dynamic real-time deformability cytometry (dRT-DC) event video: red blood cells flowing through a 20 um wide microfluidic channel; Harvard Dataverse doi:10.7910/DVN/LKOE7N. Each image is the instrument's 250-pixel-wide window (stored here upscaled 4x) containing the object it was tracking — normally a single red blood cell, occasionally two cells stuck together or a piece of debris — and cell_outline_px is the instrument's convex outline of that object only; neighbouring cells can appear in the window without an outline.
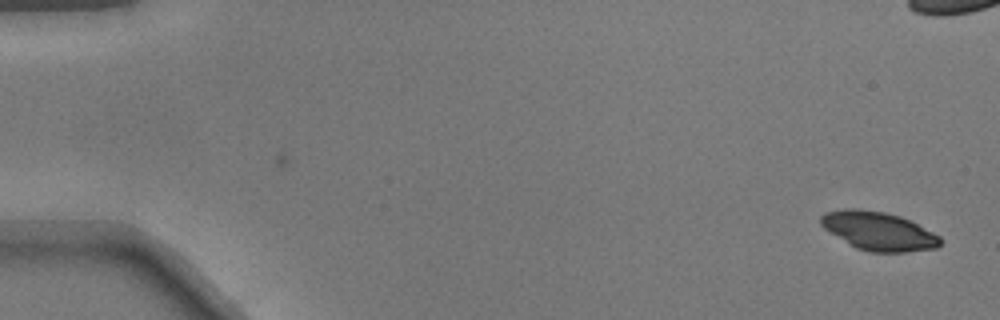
{"species": "common noctule bat (a hibernating species)", "species_latin": "Nyctalus noctula", "temperature_condition": "warm", "stored_images_in_passage": 51, "camera_frame_rate_fps": 3000, "um_per_image_px": 0.085, "animal": {"sex": "male", "body_mass_g": 17.9}, "frame": {"image": 1, "passage_image": 1, "time_ms": 0.0, "image_size_px": [1000, 320], "cell_outline_px": [[944, 240], [936, 248], [908, 252], [868, 252], [856, 248], [848, 244], [824, 228], [820, 224], [820, 216], [824, 212], [844, 208], [856, 208], [884, 212], [900, 216], [940, 236]], "centroid_in_image_um": [74.65, 19.64], "position_along_channel_um": 10.3, "area_um2": 26.88}}
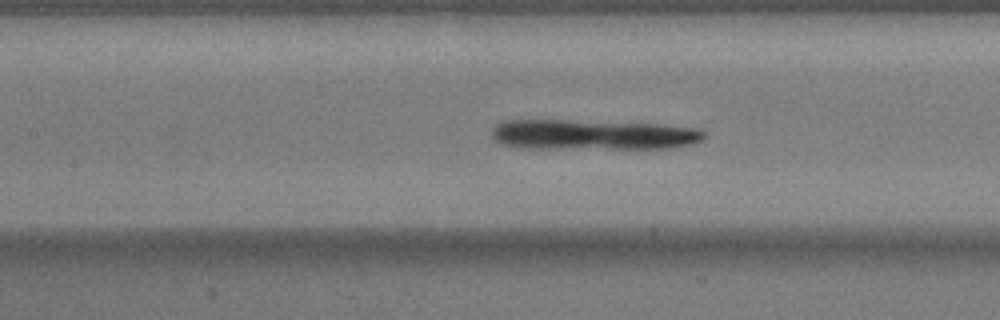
{"frame": {"image": 2, "passage_image": 23, "time_ms": 7.333, "image_size_px": [1000, 320], "cell_outline_px": [[708, 136], [704, 140], [692, 144], [672, 148], [520, 148], [500, 144], [492, 136], [492, 128], [496, 124], [504, 120], [564, 120], [664, 124], [696, 128], [704, 132]], "centroid_in_image_um": [50.41, 11.45], "position_along_channel_um": 157.0, "area_um2": 37.74}}
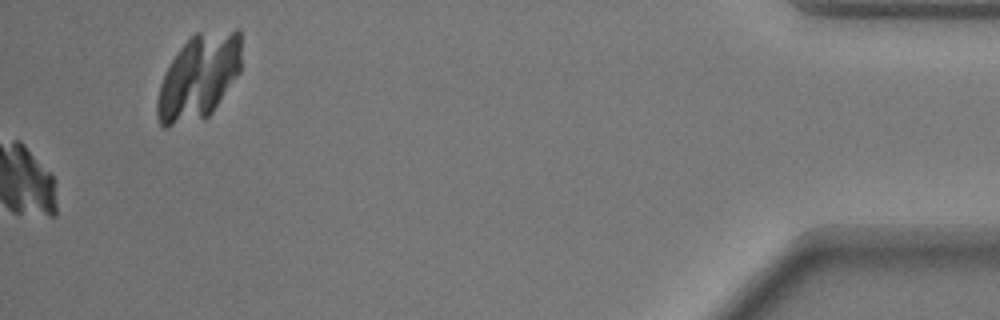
{"frame": {"image": 3, "passage_image": 51, "time_ms": 16.667, "image_size_px": [1000, 320], "cell_outline_px": [[240, 72], [212, 112], [208, 116], [168, 128], [164, 128], [160, 124], [156, 116], [156, 100], [160, 84], [172, 60], [180, 48], [196, 32], [236, 28], [240, 28]], "centroid_in_image_um": [16.89, 6.53], "position_along_channel_um": 418.3, "area_um2": 41.85}}